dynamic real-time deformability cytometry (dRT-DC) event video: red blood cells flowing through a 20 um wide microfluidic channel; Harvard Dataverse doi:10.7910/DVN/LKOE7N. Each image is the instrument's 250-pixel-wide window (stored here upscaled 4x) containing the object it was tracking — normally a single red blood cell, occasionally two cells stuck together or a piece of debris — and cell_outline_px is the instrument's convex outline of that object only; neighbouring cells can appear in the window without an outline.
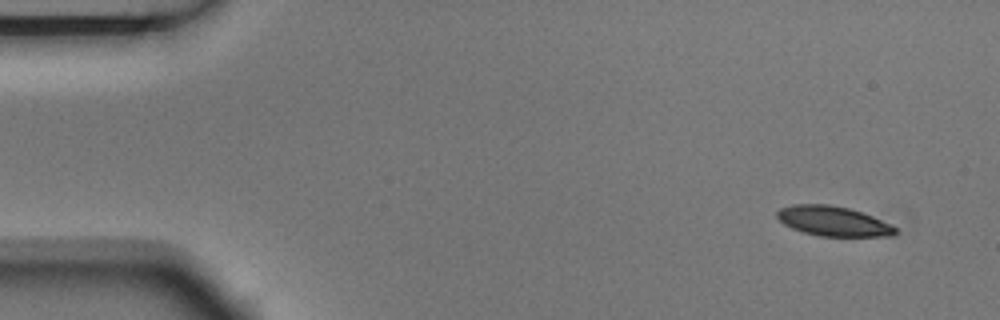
{"species": "Egyptian fruit bat (a non-hibernating species)", "species_latin": "Rousettus aegyptiacus", "temperature_condition": "room temperature", "stored_images_in_passage": 5, "camera_frame_rate_fps": 3000, "um_per_image_px": 0.085, "animal": {"sex": "male"}, "frame": {"image": 1, "passage_image": 1, "time_ms": 0.0, "image_size_px": [1000, 320], "cell_outline_px": [[896, 232], [892, 236], [820, 236], [804, 232], [792, 228], [784, 224], [776, 216], [776, 212], [780, 208], [792, 204], [828, 204], [848, 208], [872, 216], [892, 224], [896, 228]], "centroid_in_image_um": [70.81, 18.79], "position_along_channel_um": 14.2, "area_um2": 20.46}}
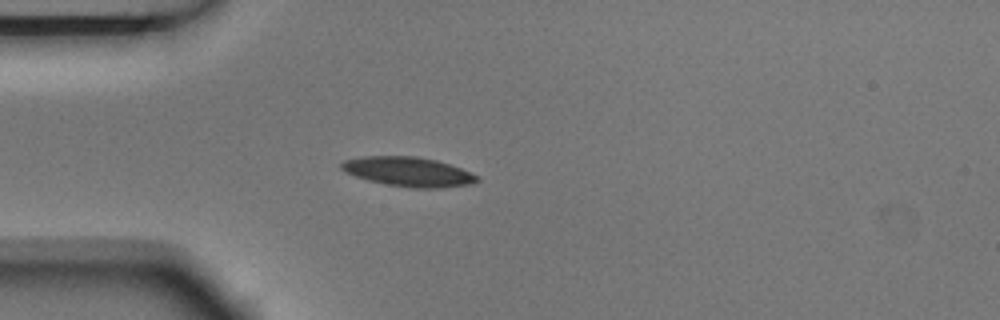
{"frame": {"image": 2, "passage_image": 4, "time_ms": 1.0, "image_size_px": [1000, 320], "cell_outline_px": [[480, 180], [472, 184], [440, 188], [412, 188], [388, 184], [368, 180], [344, 172], [340, 168], [340, 164], [344, 160], [364, 156], [416, 156], [436, 160], [460, 168], [480, 176]], "centroid_in_image_um": [34.72, 14.6], "position_along_channel_um": 50.3, "area_um2": 23.29}}